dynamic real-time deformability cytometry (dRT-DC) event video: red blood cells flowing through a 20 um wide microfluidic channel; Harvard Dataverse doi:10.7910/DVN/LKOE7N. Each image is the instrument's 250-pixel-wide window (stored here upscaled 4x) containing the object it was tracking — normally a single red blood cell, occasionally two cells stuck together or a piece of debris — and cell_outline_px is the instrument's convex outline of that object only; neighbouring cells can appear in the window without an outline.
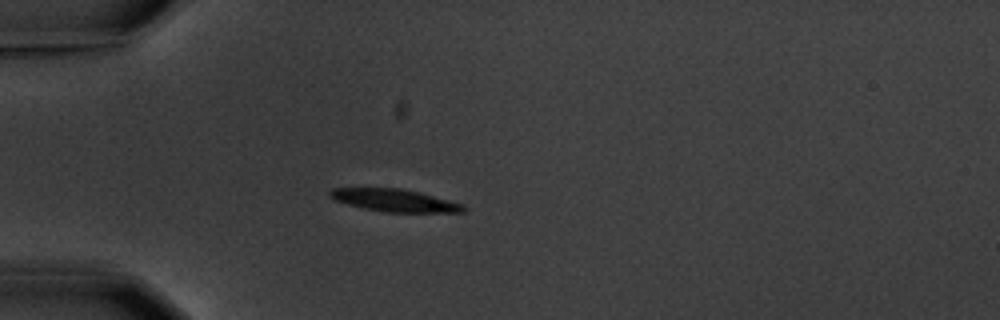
{"species": "common noctule bat (a hibernating species)", "species_latin": "Nyctalus noctula", "temperature_condition": "warm", "stored_images_in_passage": 4, "camera_frame_rate_fps": 3000, "um_per_image_px": 0.085, "animal": {"sex": "male", "body_mass_g": 20.1, "forearm_length_mm": 53.5}, "frame": {"image": 1, "passage_image": 4, "time_ms": 4.333, "image_size_px": [1000, 320], "cell_outline_px": [[468, 208], [464, 212], [384, 212], [364, 208], [348, 204], [336, 200], [328, 196], [328, 192], [332, 188], [400, 188], [420, 192], [464, 204]], "centroid_in_image_um": [33.57, 17.03], "position_along_channel_um": 51.4, "area_um2": 17.51}}